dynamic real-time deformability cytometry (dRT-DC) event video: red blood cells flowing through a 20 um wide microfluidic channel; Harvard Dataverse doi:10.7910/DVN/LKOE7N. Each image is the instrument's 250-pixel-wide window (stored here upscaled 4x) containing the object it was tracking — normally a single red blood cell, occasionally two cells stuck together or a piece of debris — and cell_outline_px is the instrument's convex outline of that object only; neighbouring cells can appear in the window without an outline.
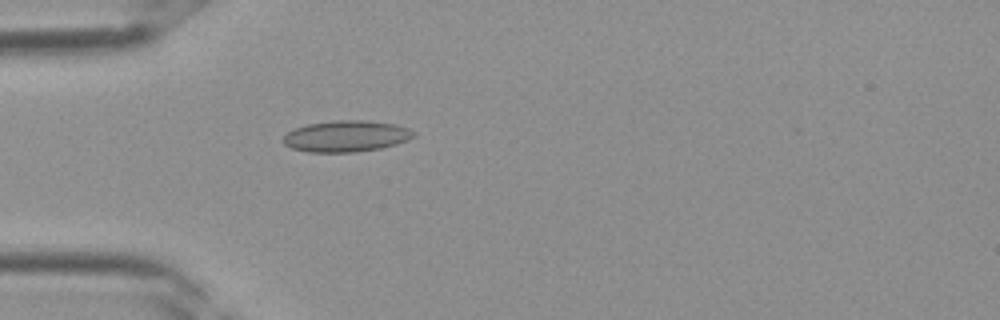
{"species": "Egyptian fruit bat (a non-hibernating species)", "species_latin": "Rousettus aegyptiacus", "temperature_condition": "room temperature", "stored_images_in_passage": 27, "camera_frame_rate_fps": 3000, "um_per_image_px": 0.085, "frame": {"image": 1, "passage_image": 1, "time_ms": 0.0, "image_size_px": [1000, 320], "cell_outline_px": [[416, 136], [408, 140], [396, 144], [380, 148], [356, 152], [308, 152], [292, 148], [284, 144], [280, 140], [288, 132], [296, 128], [308, 124], [332, 120], [364, 120], [396, 124], [408, 128], [416, 132]], "centroid_in_image_um": [29.44, 11.57], "position_along_channel_um": 55.6, "area_um2": 23.93}}
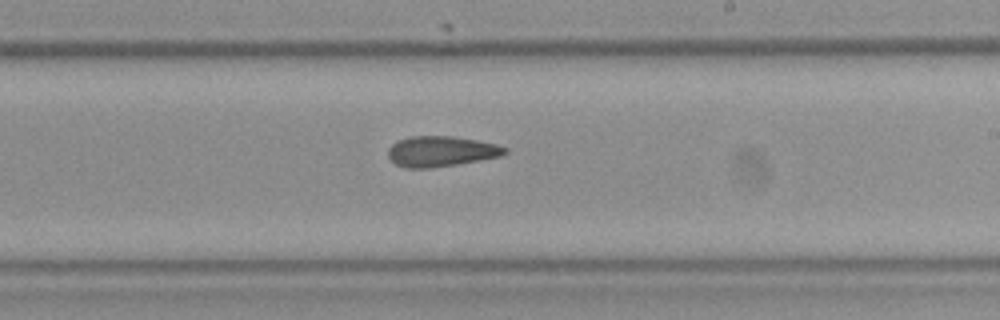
{"frame": {"image": 2, "passage_image": 12, "time_ms": 3.667, "image_size_px": [1000, 320], "cell_outline_px": [[508, 152], [500, 156], [480, 160], [456, 164], [428, 168], [404, 168], [396, 164], [388, 156], [388, 148], [392, 144], [400, 140], [412, 136], [452, 136], [476, 140], [496, 144], [508, 148]], "centroid_in_image_um": [37.49, 12.86], "position_along_channel_um": 251.5, "area_um2": 20.58}}
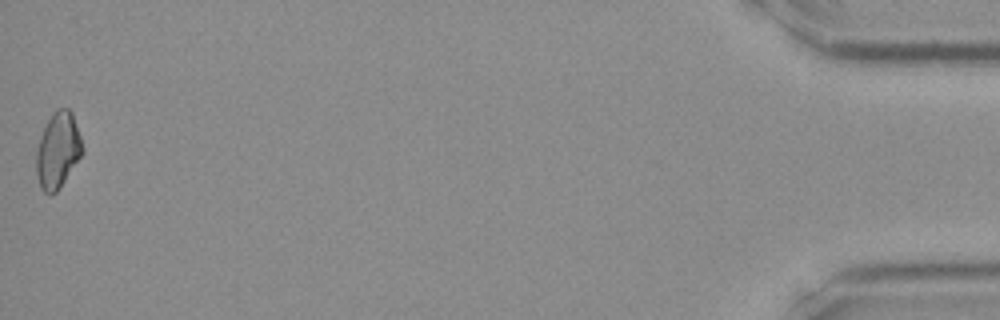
{"frame": {"image": 3, "passage_image": 27, "time_ms": 8.667, "image_size_px": [1000, 320], "cell_outline_px": [[84, 152], [60, 188], [56, 192], [48, 196], [40, 188], [36, 172], [36, 152], [40, 136], [52, 112], [56, 108], [68, 108], [72, 112], [84, 148]], "centroid_in_image_um": [4.92, 12.79], "position_along_channel_um": 430.3, "area_um2": 20.58}}